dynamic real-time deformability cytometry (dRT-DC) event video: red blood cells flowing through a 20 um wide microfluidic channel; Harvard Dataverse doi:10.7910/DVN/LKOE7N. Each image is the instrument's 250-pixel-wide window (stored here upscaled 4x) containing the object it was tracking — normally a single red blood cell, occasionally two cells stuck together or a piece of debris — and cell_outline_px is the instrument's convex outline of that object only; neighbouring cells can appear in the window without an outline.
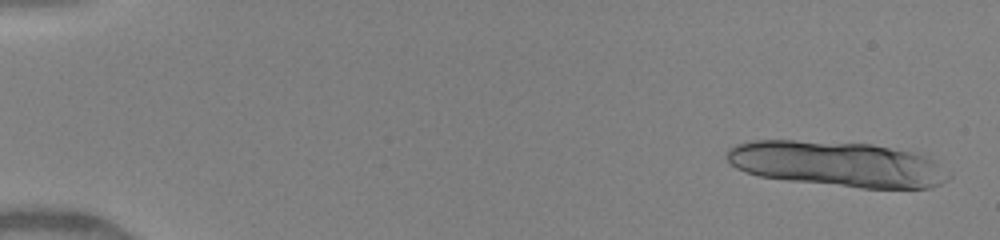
{"species": "human", "species_latin": "Homo sapiens", "temperature_condition": "warm", "stored_images_in_passage": 27, "camera_frame_rate_fps": 3000, "um_per_image_px": 0.085, "donor": {"sex": "female"}, "frame": {"image": 1, "passage_image": 4, "time_ms": 0.333, "image_size_px": [1000, 240], "cell_outline_px": [[952, 176], [948, 180], [932, 188], [860, 188], [788, 180], [760, 176], [744, 172], [736, 168], [724, 156], [728, 148], [736, 144], [752, 140], [796, 140], [872, 144], [920, 152], [928, 156], [952, 172]], "centroid_in_image_um": [71.24, 13.93], "position_along_channel_um": 13.8, "area_um2": 59.53}}